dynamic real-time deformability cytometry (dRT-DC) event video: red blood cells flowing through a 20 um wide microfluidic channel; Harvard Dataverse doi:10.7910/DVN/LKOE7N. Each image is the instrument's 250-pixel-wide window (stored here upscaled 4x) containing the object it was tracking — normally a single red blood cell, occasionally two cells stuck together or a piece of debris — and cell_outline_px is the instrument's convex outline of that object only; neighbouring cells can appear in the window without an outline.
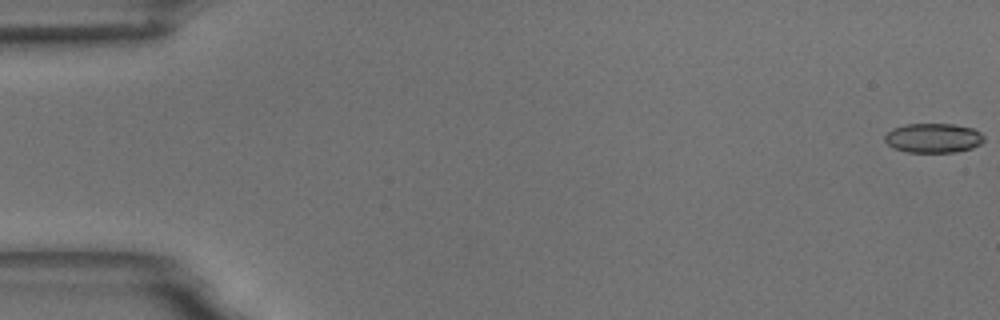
{"species": "common noctule bat (a hibernating species)", "species_latin": "Nyctalus noctula", "temperature_condition": "room temperature", "stored_images_in_passage": 55, "camera_frame_rate_fps": 3000, "um_per_image_px": 0.085, "animal": {"sex": "male", "body_mass_g": 18.8}, "frame": {"image": 1, "passage_image": 1, "time_ms": 0.0, "image_size_px": [1000, 320], "cell_outline_px": [[984, 140], [980, 144], [972, 148], [956, 152], [908, 152], [892, 148], [884, 140], [884, 136], [892, 128], [904, 124], [952, 124], [972, 128], [980, 132], [984, 136]], "centroid_in_image_um": [79.31, 11.73], "position_along_channel_um": 5.7, "area_um2": 17.11}}
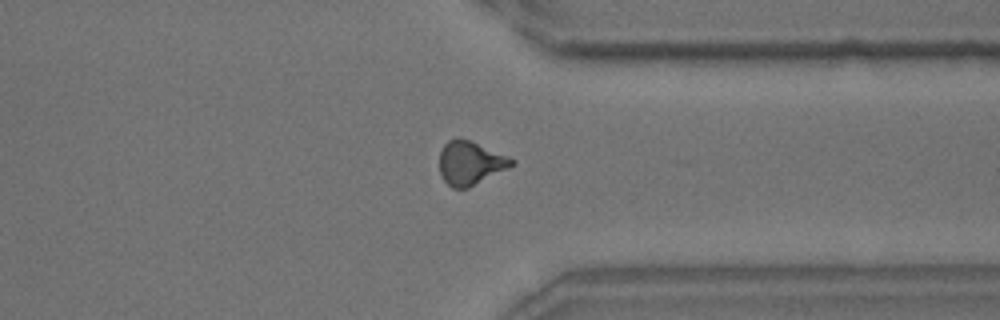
{"frame": {"image": 2, "passage_image": 43, "time_ms": 14.0, "image_size_px": [1000, 320], "cell_outline_px": [[516, 160], [512, 164], [468, 188], [452, 188], [440, 176], [440, 152], [444, 144], [448, 140], [460, 136], [472, 140]], "centroid_in_image_um": [39.91, 13.81], "position_along_channel_um": 371.5, "area_um2": 18.15}}
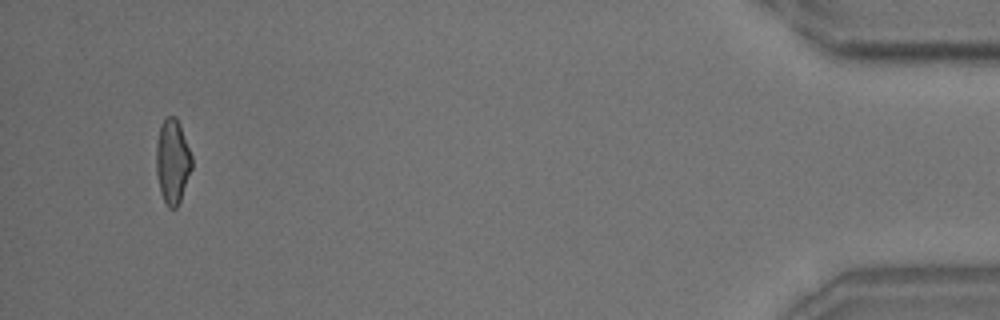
{"frame": {"image": 3, "passage_image": 53, "time_ms": 17.333, "image_size_px": [1000, 320], "cell_outline_px": [[192, 168], [180, 200], [176, 208], [168, 208], [160, 192], [156, 172], [156, 144], [160, 124], [168, 116], [176, 116], [180, 124], [192, 156]], "centroid_in_image_um": [14.65, 13.7], "position_along_channel_um": 420.5, "area_um2": 17.57}, "authors_computed_cell_mechanics": {"area_um2": 18.0914, "velocity_mm_per_s": 3.7145, "shape_relaxation_time_tau1_ms": 7.3983, "shape_relaxation_time_tau2_ms": 2.0075, "deformation_change_tau1": 0.1559, "deformation_change_tau2": 0.0913}}